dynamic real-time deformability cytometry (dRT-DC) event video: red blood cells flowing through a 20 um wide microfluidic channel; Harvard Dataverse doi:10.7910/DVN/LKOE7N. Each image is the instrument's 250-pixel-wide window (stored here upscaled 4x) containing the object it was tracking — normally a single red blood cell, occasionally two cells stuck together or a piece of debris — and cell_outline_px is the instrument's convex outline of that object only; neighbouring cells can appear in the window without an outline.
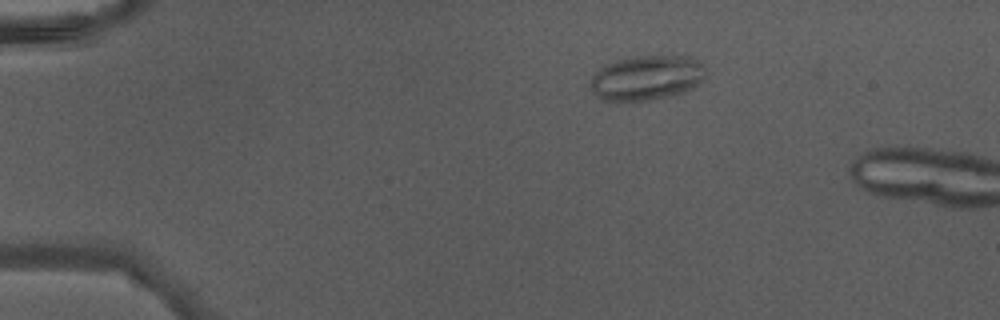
{"species": "Egyptian fruit bat (a non-hibernating species)", "species_latin": "Rousettus aegyptiacus", "temperature_condition": "warm", "stored_images_in_passage": 7, "camera_frame_rate_fps": 3000, "um_per_image_px": 0.085, "animal": {"sex": "male"}, "frame": {"image": 1, "passage_image": 4, "time_ms": 1.0, "image_size_px": [1000, 320], "cell_outline_px": [[704, 76], [692, 88], [676, 96], [632, 104], [616, 104], [604, 100], [596, 96], [588, 84], [588, 80], [604, 64], [616, 60], [632, 56], [688, 56], [696, 60], [704, 68]], "centroid_in_image_um": [54.86, 6.68], "position_along_channel_um": 30.1, "area_um2": 31.15}}